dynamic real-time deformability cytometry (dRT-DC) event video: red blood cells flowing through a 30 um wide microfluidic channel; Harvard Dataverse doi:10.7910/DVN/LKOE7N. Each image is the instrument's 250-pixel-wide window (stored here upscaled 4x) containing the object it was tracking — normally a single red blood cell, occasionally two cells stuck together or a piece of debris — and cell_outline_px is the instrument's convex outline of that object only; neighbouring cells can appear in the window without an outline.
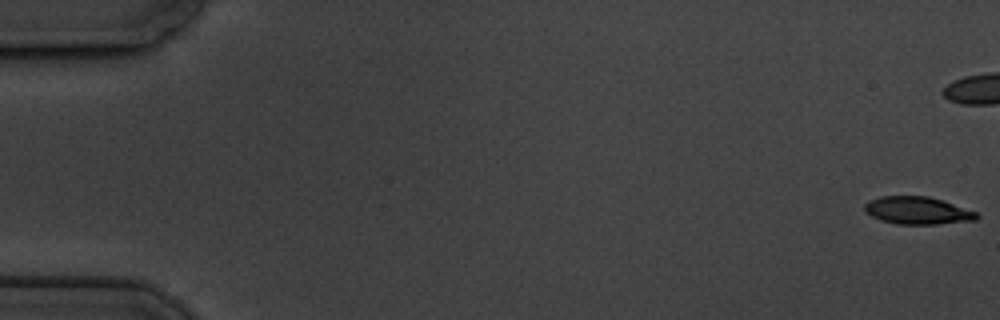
{"species": "common noctule bat (a hibernating species)", "species_latin": "Nyctalus noctula", "temperature_condition": "cold", "stored_images_in_passage": 6, "camera_frame_rate_fps": 3000, "um_per_image_px": 0.085, "animal": {"sex": "male", "body_mass_g": 19.5, "forearm_length_mm": 54.6}, "frame": {"image": 1, "passage_image": 1, "time_ms": 0.0, "image_size_px": [1000, 320], "cell_outline_px": [[980, 216], [976, 220], [936, 224], [896, 224], [880, 220], [872, 216], [864, 208], [864, 204], [868, 200], [880, 196], [928, 196], [976, 212]], "centroid_in_image_um": [77.95, 17.89], "position_along_channel_um": 7.0, "area_um2": 17.8}}